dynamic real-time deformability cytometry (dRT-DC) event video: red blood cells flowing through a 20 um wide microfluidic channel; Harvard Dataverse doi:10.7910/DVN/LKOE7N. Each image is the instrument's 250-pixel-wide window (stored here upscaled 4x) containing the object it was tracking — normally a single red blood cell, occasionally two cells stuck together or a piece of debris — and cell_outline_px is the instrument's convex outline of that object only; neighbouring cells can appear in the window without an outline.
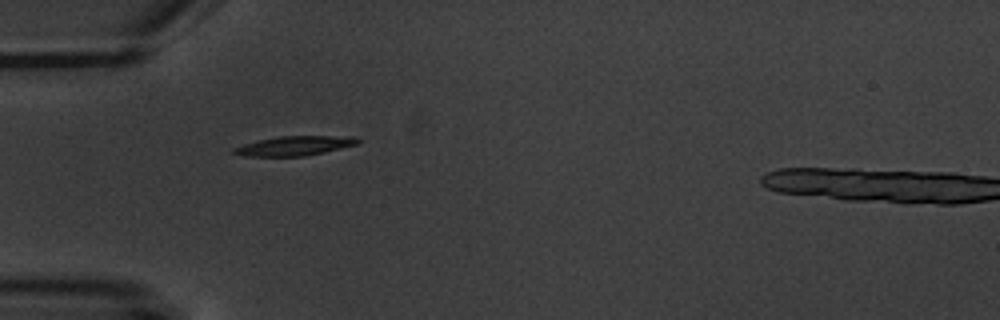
{"species": "common noctule bat (a hibernating species)", "species_latin": "Nyctalus noctula", "temperature_condition": "warm", "stored_images_in_passage": 1, "camera_frame_rate_fps": 3000, "um_per_image_px": 0.085, "animal": {"sex": "male", "body_mass_g": 20.1, "forearm_length_mm": 53.5}, "frame": {"image": 1, "passage_image": 1, "time_ms": 0.0, "image_size_px": [1000, 320], "cell_outline_px": [[360, 140], [356, 144], [324, 152], [304, 156], [244, 156], [232, 152], [232, 148], [244, 144], [260, 140], [280, 136], [352, 136]], "centroid_in_image_um": [25.01, 12.39], "position_along_channel_um": 60.0, "area_um2": 13.81}}